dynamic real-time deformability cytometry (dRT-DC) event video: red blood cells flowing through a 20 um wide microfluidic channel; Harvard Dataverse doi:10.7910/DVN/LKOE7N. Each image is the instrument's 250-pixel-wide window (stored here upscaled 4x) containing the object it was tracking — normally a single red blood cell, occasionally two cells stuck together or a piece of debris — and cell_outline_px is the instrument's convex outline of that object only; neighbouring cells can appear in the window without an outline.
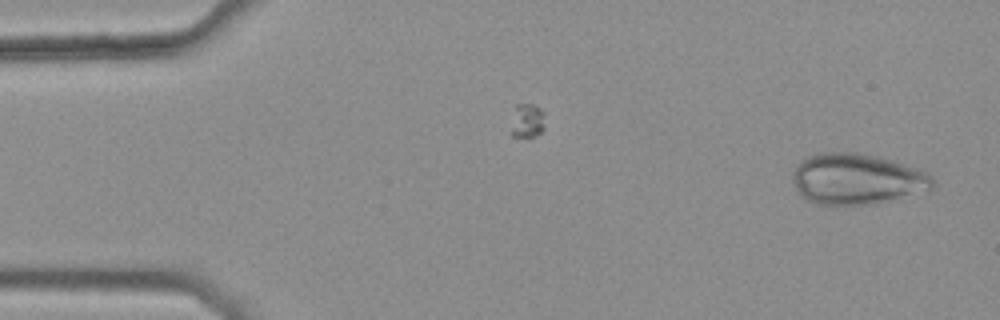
{"species": "common noctule bat (a hibernating species)", "species_latin": "Nyctalus noctula", "temperature_condition": "warm", "stored_images_in_passage": 3, "camera_frame_rate_fps": 3000, "um_per_image_px": 0.085, "animal": {"sex": "female", "body_mass_g": 25.1}, "frame": {"image": 1, "passage_image": 3, "time_ms": 0.667, "image_size_px": [1000, 320], "cell_outline_px": [[936, 184], [932, 188], [872, 204], [816, 204], [804, 200], [800, 196], [792, 180], [792, 172], [796, 164], [808, 156], [820, 152], [856, 152], [876, 156], [892, 160], [916, 168], [932, 176]], "centroid_in_image_um": [72.76, 15.2], "position_along_channel_um": 12.2, "area_um2": 41.33}}